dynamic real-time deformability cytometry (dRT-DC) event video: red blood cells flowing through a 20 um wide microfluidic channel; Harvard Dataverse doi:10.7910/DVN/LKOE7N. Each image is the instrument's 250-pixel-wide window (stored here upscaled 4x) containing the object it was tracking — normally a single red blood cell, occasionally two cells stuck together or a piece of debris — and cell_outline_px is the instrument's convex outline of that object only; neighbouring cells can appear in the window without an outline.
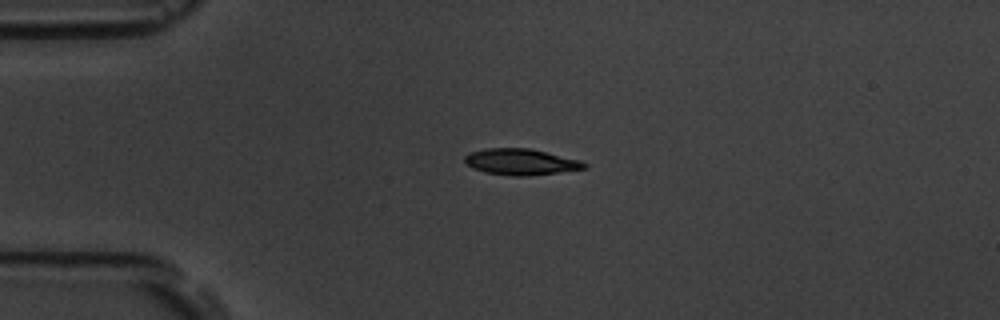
{"species": "common noctule bat (a hibernating species)", "species_latin": "Nyctalus noctula", "temperature_condition": "room temperature", "stored_images_in_passage": 42, "camera_frame_rate_fps": 3000, "um_per_image_px": 0.085, "animal": {"sex": "male", "body_mass_g": 19.5, "forearm_length_mm": 54.6}, "frame": {"image": 1, "passage_image": 1, "time_ms": 0.0, "image_size_px": [1000, 320], "cell_outline_px": [[588, 168], [560, 172], [528, 176], [512, 176], [484, 172], [472, 168], [464, 160], [464, 156], [468, 152], [488, 148], [528, 148], [580, 160], [588, 164]], "centroid_in_image_um": [44.26, 13.76], "position_along_channel_um": 40.7, "area_um2": 18.26}}
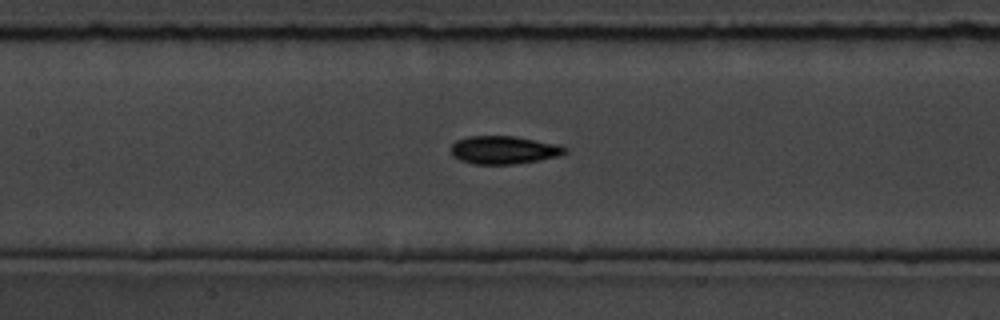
{"frame": {"image": 2, "passage_image": 13, "time_ms": 4.0, "image_size_px": [1000, 320], "cell_outline_px": [[568, 152], [560, 156], [540, 160], [516, 164], [472, 164], [460, 160], [452, 156], [452, 144], [456, 140], [468, 136], [516, 136], [560, 144], [568, 148]], "centroid_in_image_um": [42.88, 12.74], "position_along_channel_um": 164.5, "area_um2": 18.96}}
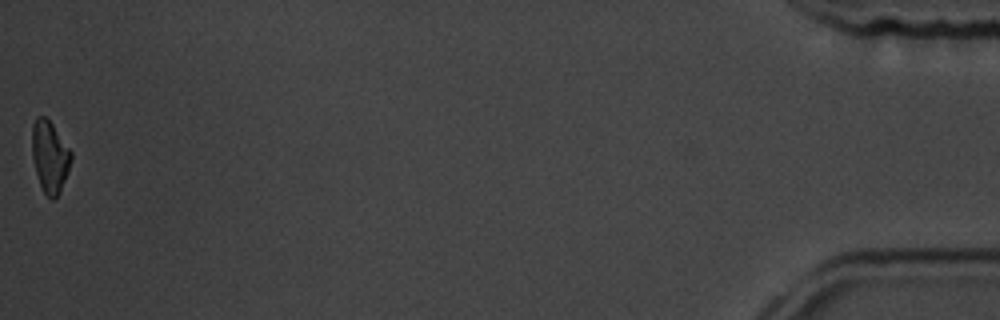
{"frame": {"image": 3, "passage_image": 42, "time_ms": 13.667, "image_size_px": [1000, 320], "cell_outline_px": [[72, 160], [68, 172], [60, 192], [52, 200], [44, 192], [40, 184], [36, 172], [32, 156], [32, 124], [36, 116], [44, 116], [52, 124], [72, 152]], "centroid_in_image_um": [4.23, 13.3], "position_along_channel_um": 431.0, "area_um2": 16.24}, "authors_computed_cell_mechanics": {"area_um2": 18.0914, "velocity_mm_per_s": 3.7819, "shape_relaxation_time_tau1_ms": 3.708, "shape_relaxation_time_tau2_ms": 8.0629, "deformation_change_tau1": 0.1357, "deformation_change_tau2": 0.119}}